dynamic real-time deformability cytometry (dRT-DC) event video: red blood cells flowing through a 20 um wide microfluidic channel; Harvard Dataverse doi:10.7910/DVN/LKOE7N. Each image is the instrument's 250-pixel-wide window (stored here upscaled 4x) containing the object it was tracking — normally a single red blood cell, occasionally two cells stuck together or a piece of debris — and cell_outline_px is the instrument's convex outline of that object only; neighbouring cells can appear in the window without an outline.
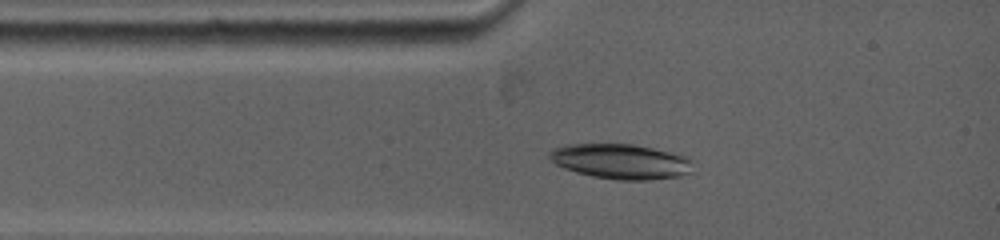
{"species": "common noctule bat (a hibernating species)", "species_latin": "Nyctalus noctula", "temperature_condition": "warm", "stored_images_in_passage": 13, "camera_frame_rate_fps": 5000, "um_per_image_px": 0.085, "animal": {"sex": "female", "body_mass_g": 19.0, "forearm_length_mm": 53.3}, "frame": {"image": 1, "passage_image": 4, "time_ms": 1.4, "image_size_px": [1000, 240], "cell_outline_px": [[688, 172], [676, 176], [648, 180], [620, 180], [592, 176], [576, 172], [564, 168], [556, 164], [548, 156], [548, 152], [552, 148], [572, 144], [632, 144], [680, 156], [688, 160]], "centroid_in_image_um": [52.6, 13.72], "position_along_channel_um": 32.4, "area_um2": 28.21}}
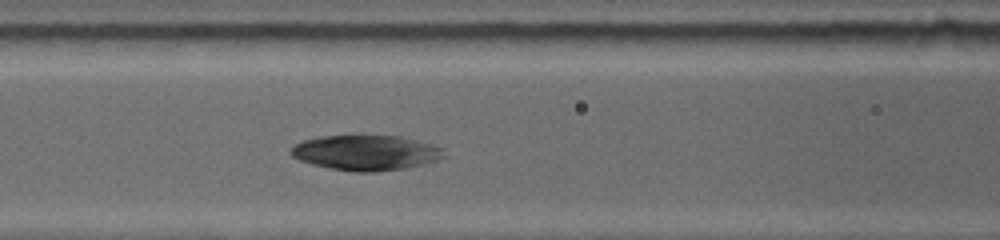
{"frame": {"image": 2, "passage_image": 9, "time_ms": 4.2, "image_size_px": [1000, 240], "cell_outline_px": [[444, 156], [436, 160], [404, 168], [376, 172], [356, 172], [328, 168], [312, 164], [300, 160], [292, 156], [292, 148], [296, 144], [304, 140], [324, 136], [396, 136], [444, 148]], "centroid_in_image_um": [31.07, 12.99], "position_along_channel_um": 135.5, "area_um2": 30.69}}
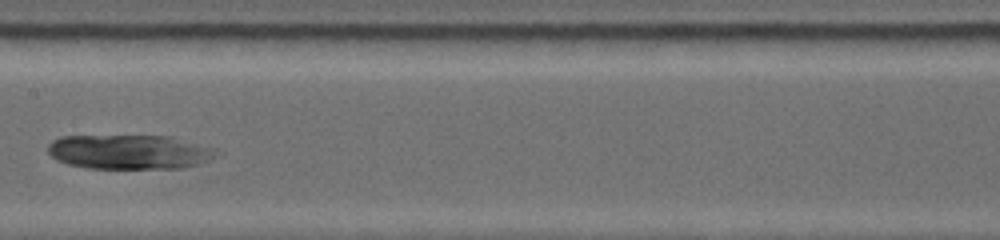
{"frame": {"image": 3, "passage_image": 12, "time_ms": 5.8, "image_size_px": [1000, 240], "cell_outline_px": [[212, 156], [208, 160], [184, 168], [88, 168], [68, 164], [56, 160], [48, 152], [48, 144], [52, 140], [64, 136], [176, 136], [208, 152]], "centroid_in_image_um": [10.78, 12.91], "position_along_channel_um": 196.6, "area_um2": 32.71}}